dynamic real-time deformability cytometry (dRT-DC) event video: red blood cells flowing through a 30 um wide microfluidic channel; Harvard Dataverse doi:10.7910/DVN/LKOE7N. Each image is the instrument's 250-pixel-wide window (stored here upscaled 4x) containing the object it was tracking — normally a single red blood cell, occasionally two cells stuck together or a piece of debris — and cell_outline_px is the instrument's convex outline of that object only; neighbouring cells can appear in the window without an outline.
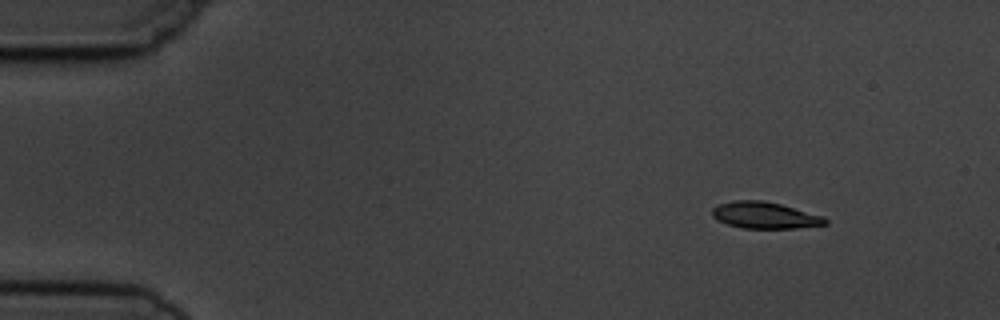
{"species": "common noctule bat (a hibernating species)", "species_latin": "Nyctalus noctula", "temperature_condition": "cold", "stored_images_in_passage": 8, "camera_frame_rate_fps": 3000, "um_per_image_px": 0.085, "animal": {"sex": "male", "body_mass_g": 19.5, "forearm_length_mm": 54.6}, "frame": {"image": 1, "passage_image": 1, "time_ms": 0.0, "image_size_px": [1000, 320], "cell_outline_px": [[828, 224], [796, 228], [744, 228], [728, 224], [712, 216], [712, 208], [720, 204], [732, 200], [764, 200], [780, 204], [824, 216], [828, 220]], "centroid_in_image_um": [65.03, 18.29], "position_along_channel_um": 20.0, "area_um2": 17.4}}
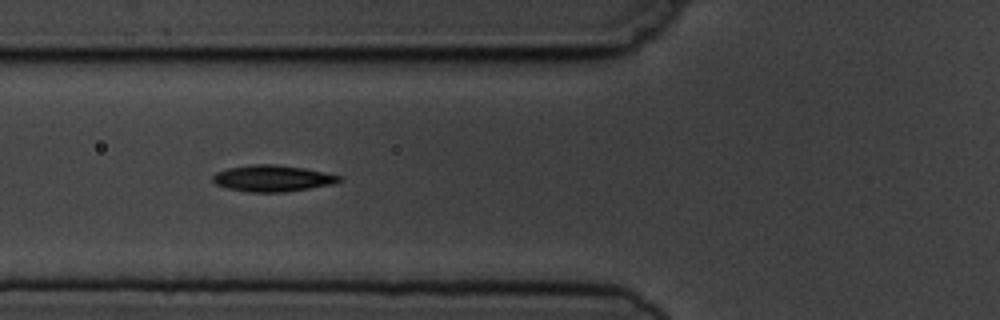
{"frame": {"image": 2, "passage_image": 5, "time_ms": 4.667, "image_size_px": [1000, 320], "cell_outline_px": [[344, 180], [336, 184], [284, 192], [248, 192], [228, 188], [216, 184], [212, 180], [212, 176], [216, 172], [228, 168], [256, 164], [276, 164], [304, 168], [324, 172], [340, 176]], "centroid_in_image_um": [23.19, 15.16], "position_along_channel_um": 102.6, "area_um2": 19.48}}
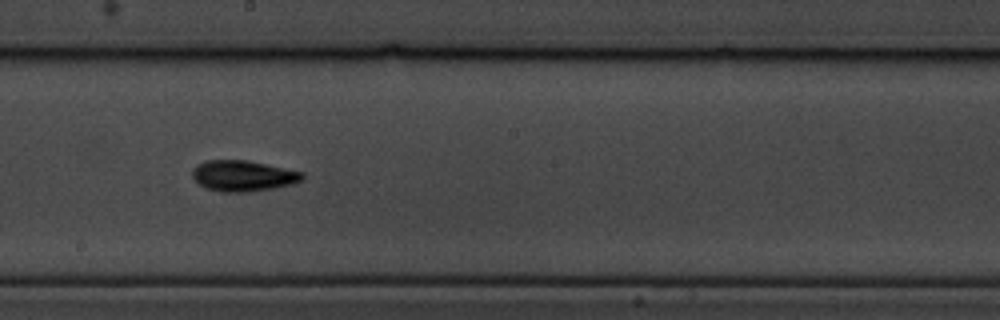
{"frame": {"image": 3, "passage_image": 8, "time_ms": 8.0, "image_size_px": [1000, 320], "cell_outline_px": [[304, 180], [292, 184], [272, 188], [248, 192], [220, 192], [204, 188], [192, 176], [192, 168], [196, 164], [208, 160], [248, 160], [304, 172]], "centroid_in_image_um": [20.66, 14.94], "position_along_channel_um": 227.5, "area_um2": 19.94}}